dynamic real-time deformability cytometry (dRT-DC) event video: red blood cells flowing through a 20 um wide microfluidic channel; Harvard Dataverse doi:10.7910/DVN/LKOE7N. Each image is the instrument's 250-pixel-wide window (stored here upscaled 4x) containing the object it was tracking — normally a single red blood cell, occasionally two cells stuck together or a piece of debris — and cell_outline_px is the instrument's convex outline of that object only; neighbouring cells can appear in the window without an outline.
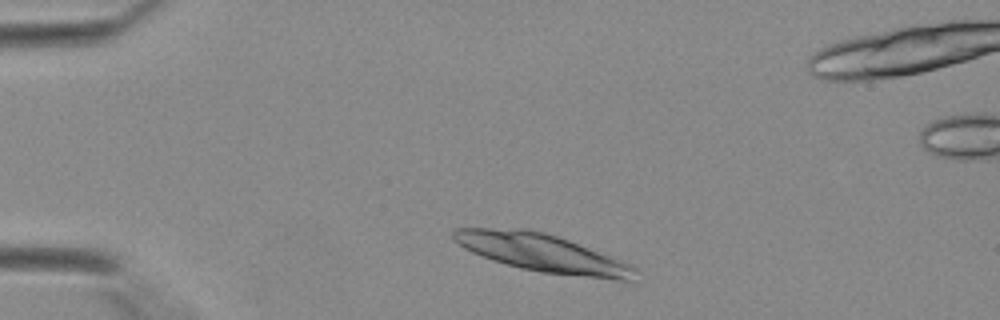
{"species": "Egyptian fruit bat (a non-hibernating species)", "species_latin": "Rousettus aegyptiacus", "temperature_condition": "warm", "stored_images_in_passage": 12, "camera_frame_rate_fps": 3000, "um_per_image_px": 0.085, "animal": {"sex": "female"}, "frame": {"image": 1, "passage_image": 3, "time_ms": 0.667, "image_size_px": [1000, 320], "cell_outline_px": [[636, 268], [632, 280], [616, 280], [540, 272], [492, 260], [472, 252], [464, 248], [452, 236], [452, 232], [456, 228], [524, 228], [544, 232], [568, 240], [624, 260], [632, 264]], "centroid_in_image_um": [46.13, 21.5], "position_along_channel_um": 38.9, "area_um2": 39.71}}